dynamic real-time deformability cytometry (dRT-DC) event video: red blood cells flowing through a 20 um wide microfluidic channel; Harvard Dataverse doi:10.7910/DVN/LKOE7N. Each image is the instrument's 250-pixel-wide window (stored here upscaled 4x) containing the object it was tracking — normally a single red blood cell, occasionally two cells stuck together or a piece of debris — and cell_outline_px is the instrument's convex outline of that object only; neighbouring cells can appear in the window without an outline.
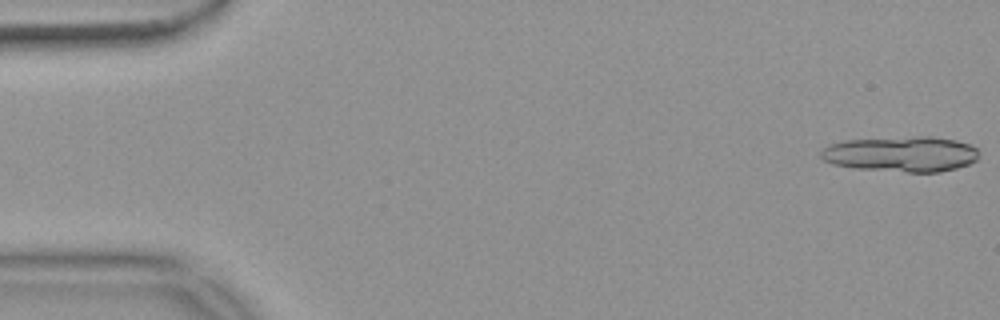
{"species": "common noctule bat (a hibernating species)", "species_latin": "Nyctalus noctula", "temperature_condition": "warm", "stored_images_in_passage": 15, "camera_frame_rate_fps": 3000, "um_per_image_px": 0.085, "animal": {"sex": "female", "body_mass_g": 18.4}, "frame": {"image": 1, "passage_image": 1, "time_ms": 0.0, "image_size_px": [1000, 320], "cell_outline_px": [[980, 152], [976, 160], [968, 164], [956, 168], [940, 172], [908, 172], [856, 168], [832, 164], [824, 160], [820, 156], [820, 152], [824, 148], [832, 144], [844, 140], [920, 136], [932, 136], [956, 140], [968, 144], [976, 148]], "centroid_in_image_um": [76.62, 13.09], "position_along_channel_um": 8.4, "area_um2": 32.6}}